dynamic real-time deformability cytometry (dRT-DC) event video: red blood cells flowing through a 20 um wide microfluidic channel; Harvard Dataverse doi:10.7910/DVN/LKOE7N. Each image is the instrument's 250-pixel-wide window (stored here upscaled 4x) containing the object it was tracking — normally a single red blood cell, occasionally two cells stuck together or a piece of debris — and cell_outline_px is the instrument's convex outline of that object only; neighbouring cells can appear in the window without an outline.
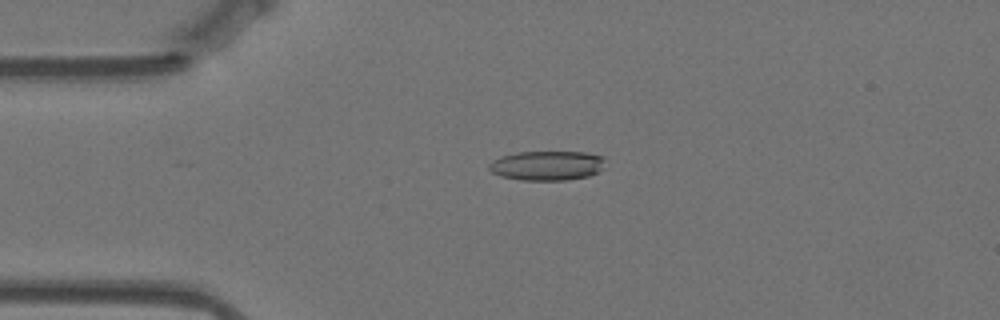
{"species": "Egyptian fruit bat (a non-hibernating species)", "species_latin": "Rousettus aegyptiacus", "temperature_condition": "warm", "stored_images_in_passage": 52, "camera_frame_rate_fps": 3000, "um_per_image_px": 0.085, "animal": {"sex": "female"}, "frame": {"image": 1, "passage_image": 8, "time_ms": 2.333, "image_size_px": [1000, 320], "cell_outline_px": [[604, 160], [600, 168], [596, 172], [588, 176], [564, 180], [524, 180], [500, 176], [492, 172], [488, 168], [488, 164], [492, 160], [500, 156], [516, 152], [584, 152], [604, 156]], "centroid_in_image_um": [46.44, 14.06], "position_along_channel_um": 38.6, "area_um2": 19.88}}
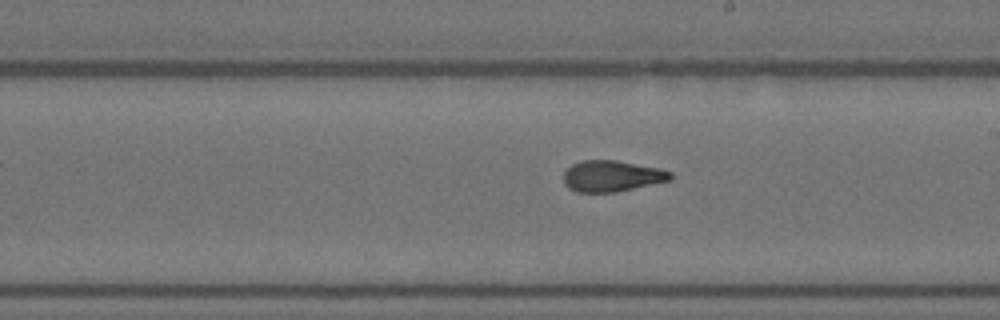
{"frame": {"image": 2, "passage_image": 27, "time_ms": 8.667, "image_size_px": [1000, 320], "cell_outline_px": [[672, 180], [616, 192], [576, 192], [568, 188], [564, 184], [564, 172], [572, 164], [580, 160], [616, 160], [660, 168], [672, 172]], "centroid_in_image_um": [52.01, 14.96], "position_along_channel_um": 237.0, "area_um2": 19.54}}
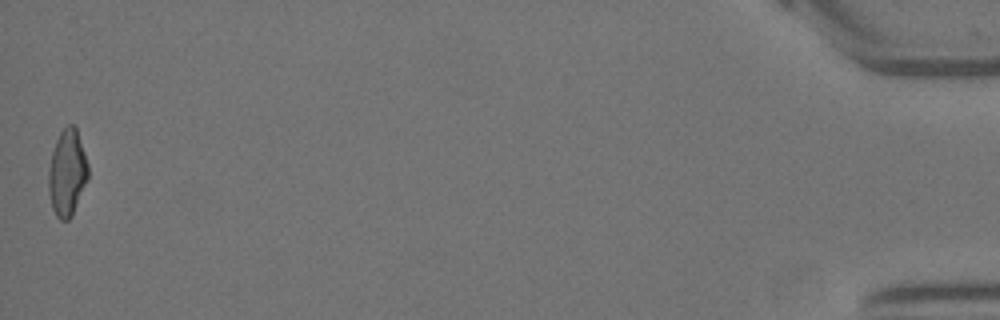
{"frame": {"image": 3, "passage_image": 52, "time_ms": 17.0, "image_size_px": [1000, 320], "cell_outline_px": [[88, 180], [72, 216], [68, 220], [60, 220], [56, 216], [52, 208], [48, 192], [48, 168], [52, 152], [56, 140], [60, 132], [68, 124], [72, 124], [76, 128], [88, 164]], "centroid_in_image_um": [5.7, 14.72], "position_along_channel_um": 429.5, "area_um2": 20.06}, "authors_computed_cell_mechanics": {"area_um2": 19.7676, "velocity_mm_per_s": 3.5307, "shape_relaxation_time_tau1_ms": 5.4438, "shape_relaxation_time_tau2_ms": 1.9347, "deformation_change_tau1": 0.2078, "deformation_change_tau2": 0.1025}}